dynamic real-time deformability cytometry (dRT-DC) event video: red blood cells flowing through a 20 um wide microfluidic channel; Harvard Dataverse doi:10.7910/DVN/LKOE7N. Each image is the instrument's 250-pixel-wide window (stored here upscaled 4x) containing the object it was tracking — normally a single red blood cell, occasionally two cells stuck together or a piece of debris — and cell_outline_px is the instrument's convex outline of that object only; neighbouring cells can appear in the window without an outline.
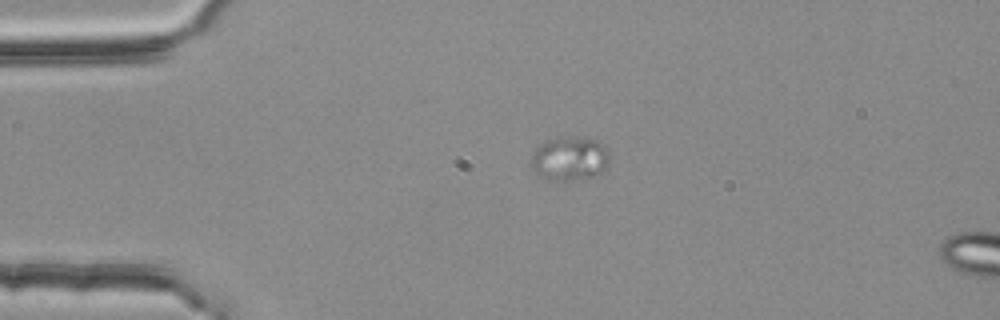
{"species": "common noctule bat (a hibernating species)", "species_latin": "Nyctalus noctula", "temperature_condition": "room temperature", "stored_images_in_passage": 3, "camera_frame_rate_fps": 3000, "um_per_image_px": 0.085, "animal": {"sex": "female", "body_mass_g": 25.1}, "frame": {"image": 1, "passage_image": 3, "time_ms": 0.667, "image_size_px": [1000, 320], "cell_outline_px": [[608, 164], [600, 172], [588, 176], [572, 180], [556, 180], [540, 176], [532, 168], [532, 152], [544, 140], [556, 136], [560, 136], [596, 140], [604, 144], [608, 152]], "centroid_in_image_um": [48.38, 13.44], "position_along_channel_um": 36.6, "area_um2": 19.77}}